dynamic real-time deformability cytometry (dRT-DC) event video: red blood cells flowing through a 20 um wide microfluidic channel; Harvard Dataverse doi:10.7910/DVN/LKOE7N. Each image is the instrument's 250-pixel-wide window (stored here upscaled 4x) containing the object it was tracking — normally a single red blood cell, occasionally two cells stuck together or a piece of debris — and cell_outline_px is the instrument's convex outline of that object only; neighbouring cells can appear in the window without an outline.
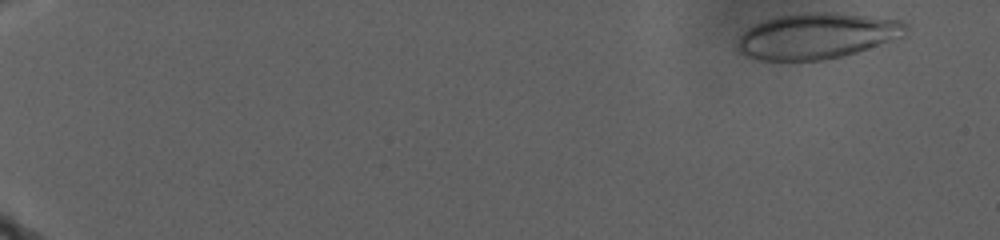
{"species": "human", "species_latin": "Homo sapiens", "temperature_condition": "warm", "stored_images_in_passage": 88, "camera_frame_rate_fps": 3000, "um_per_image_px": 0.085, "donor": {"sex": "male"}, "frame": {"image": 1, "passage_image": 5, "time_ms": 1.333, "image_size_px": [1000, 240], "cell_outline_px": [[908, 36], [856, 52], [824, 60], [760, 60], [744, 56], [736, 52], [736, 40], [748, 28], [756, 24], [780, 16], [812, 12], [832, 12], [900, 20], [908, 24]], "centroid_in_image_um": [69.46, 3.07], "position_along_channel_um": 15.5, "area_um2": 45.03}}
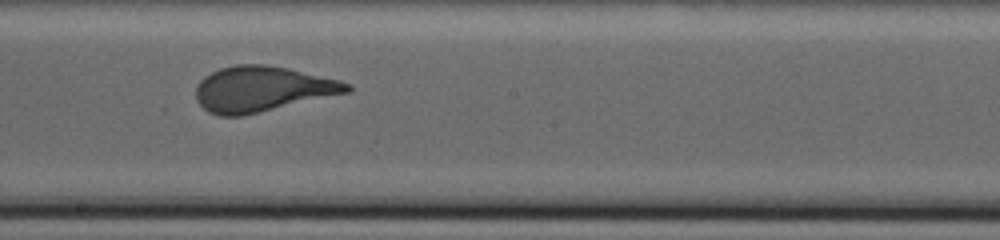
{"frame": {"image": 2, "passage_image": 65, "time_ms": 20.667, "image_size_px": [1000, 240], "cell_outline_px": [[352, 88], [348, 92], [240, 116], [220, 116], [208, 112], [196, 100], [196, 88], [200, 80], [204, 76], [220, 68], [236, 64], [264, 64], [288, 68], [340, 80], [352, 84]], "centroid_in_image_um": [22.26, 7.55], "position_along_channel_um": 225.9, "area_um2": 39.65}}
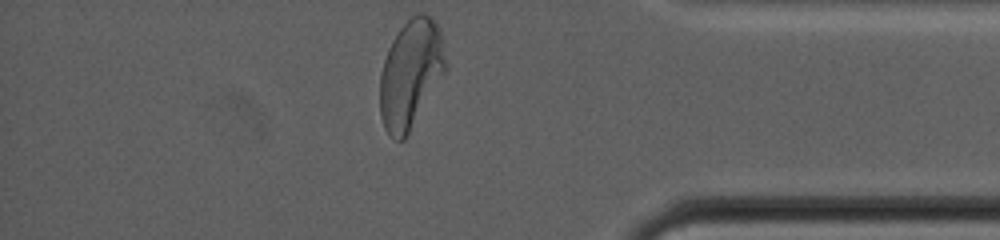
{"frame": {"image": 3, "passage_image": 88, "time_ms": 29.667, "image_size_px": [1000, 240], "cell_outline_px": [[444, 72], [404, 140], [392, 140], [388, 136], [384, 128], [380, 112], [380, 76], [384, 60], [388, 48], [396, 32], [416, 12], [424, 12], [432, 16], [440, 28], [444, 60]], "centroid_in_image_um": [34.86, 6.26], "position_along_channel_um": 400.3, "area_um2": 40.98}}